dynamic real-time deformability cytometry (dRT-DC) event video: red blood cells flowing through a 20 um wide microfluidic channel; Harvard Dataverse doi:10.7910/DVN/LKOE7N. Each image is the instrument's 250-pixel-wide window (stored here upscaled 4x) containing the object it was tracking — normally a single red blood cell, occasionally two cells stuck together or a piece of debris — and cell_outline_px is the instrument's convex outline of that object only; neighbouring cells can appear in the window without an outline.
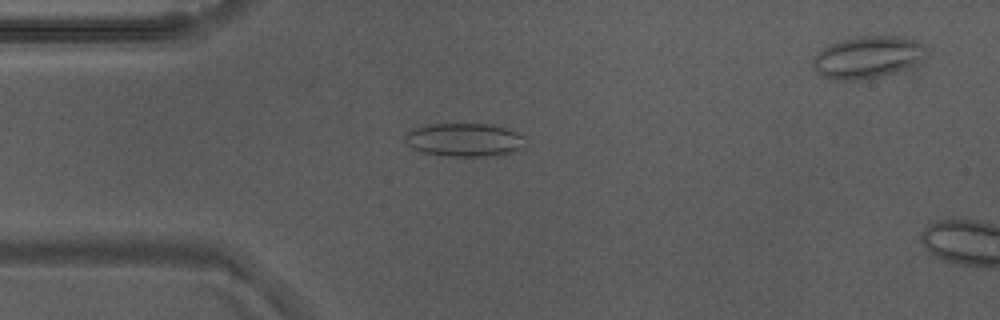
{"species": "Egyptian fruit bat (a non-hibernating species)", "species_latin": "Rousettus aegyptiacus", "temperature_condition": "warm", "stored_images_in_passage": 12, "camera_frame_rate_fps": 3000, "um_per_image_px": 0.085, "animal": {"sex": "male"}, "frame": {"image": 1, "passage_image": 9, "time_ms": 2.667, "image_size_px": [1000, 320], "cell_outline_px": [[524, 136], [520, 148], [512, 152], [496, 156], [448, 156], [424, 152], [412, 148], [404, 140], [404, 136], [408, 132], [416, 128], [428, 124], [488, 124], [504, 128], [516, 132]], "centroid_in_image_um": [39.44, 11.89], "position_along_channel_um": 45.6, "area_um2": 23.06}}